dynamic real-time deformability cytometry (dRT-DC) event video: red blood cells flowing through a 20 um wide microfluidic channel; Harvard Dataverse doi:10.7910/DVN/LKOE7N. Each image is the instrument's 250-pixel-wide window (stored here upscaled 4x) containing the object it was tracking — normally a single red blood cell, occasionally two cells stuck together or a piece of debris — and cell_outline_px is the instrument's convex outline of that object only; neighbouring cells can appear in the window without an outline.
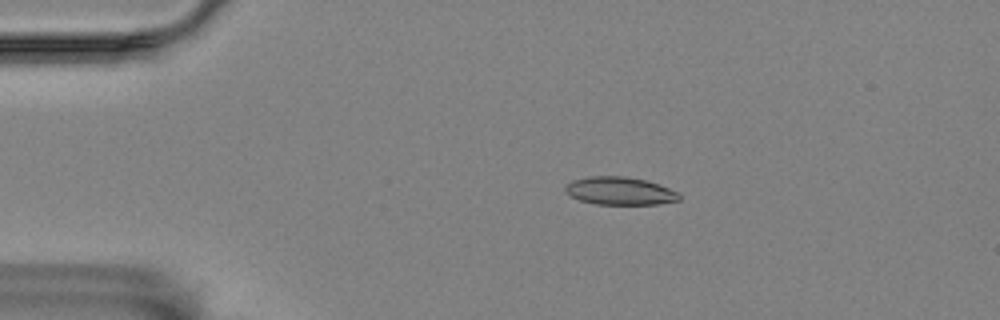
{"species": "Egyptian fruit bat (a non-hibernating species)", "species_latin": "Rousettus aegyptiacus", "temperature_condition": "room temperature", "stored_images_in_passage": 5, "camera_frame_rate_fps": 3000, "um_per_image_px": 0.085, "animal": {"sex": "female"}, "frame": {"image": 1, "passage_image": 2, "time_ms": 1.0, "image_size_px": [1000, 320], "cell_outline_px": [[680, 200], [660, 204], [596, 204], [580, 200], [564, 192], [564, 188], [572, 180], [588, 176], [624, 176], [648, 180], [668, 188], [676, 192], [680, 196]], "centroid_in_image_um": [52.67, 16.22], "position_along_channel_um": 32.3, "area_um2": 18.5}}
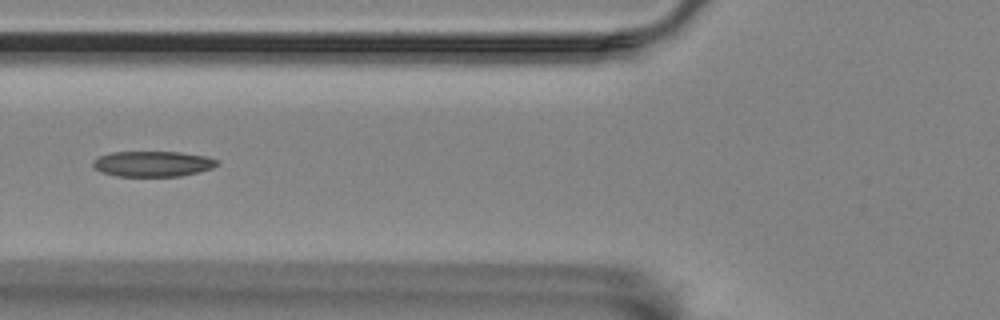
{"frame": {"image": 2, "passage_image": 5, "time_ms": 4.667, "image_size_px": [1000, 320], "cell_outline_px": [[216, 164], [212, 168], [180, 176], [116, 176], [100, 172], [92, 164], [92, 160], [100, 156], [112, 152], [180, 152], [208, 156], [216, 160]], "centroid_in_image_um": [12.94, 13.92], "position_along_channel_um": 112.9, "area_um2": 18.32}}